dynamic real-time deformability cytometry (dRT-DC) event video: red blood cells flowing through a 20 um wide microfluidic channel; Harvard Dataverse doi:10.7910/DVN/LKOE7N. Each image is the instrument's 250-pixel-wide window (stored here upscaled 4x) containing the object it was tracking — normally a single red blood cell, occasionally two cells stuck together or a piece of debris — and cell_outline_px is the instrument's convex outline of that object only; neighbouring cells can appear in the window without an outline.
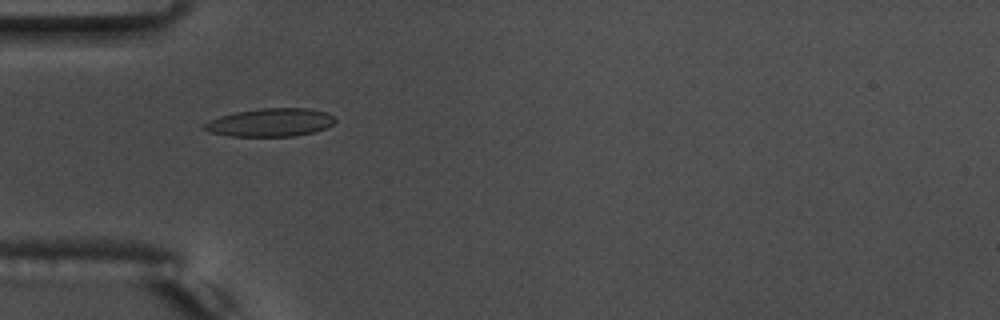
{"species": "common noctule bat (a hibernating species)", "species_latin": "Nyctalus noctula", "temperature_condition": "warm", "stored_images_in_passage": 5, "camera_frame_rate_fps": 3000, "um_per_image_px": 0.085, "animal": {"sex": "male", "body_mass_g": 17.5, "forearm_length_mm": 52.3}, "frame": {"image": 1, "passage_image": 2, "time_ms": 0.333, "image_size_px": [1000, 320], "cell_outline_px": [[336, 120], [328, 128], [296, 136], [232, 136], [208, 132], [200, 128], [200, 124], [208, 120], [220, 116], [236, 112], [260, 108], [308, 108], [328, 112]], "centroid_in_image_um": [22.94, 10.41], "position_along_channel_um": 62.1, "area_um2": 21.73}}